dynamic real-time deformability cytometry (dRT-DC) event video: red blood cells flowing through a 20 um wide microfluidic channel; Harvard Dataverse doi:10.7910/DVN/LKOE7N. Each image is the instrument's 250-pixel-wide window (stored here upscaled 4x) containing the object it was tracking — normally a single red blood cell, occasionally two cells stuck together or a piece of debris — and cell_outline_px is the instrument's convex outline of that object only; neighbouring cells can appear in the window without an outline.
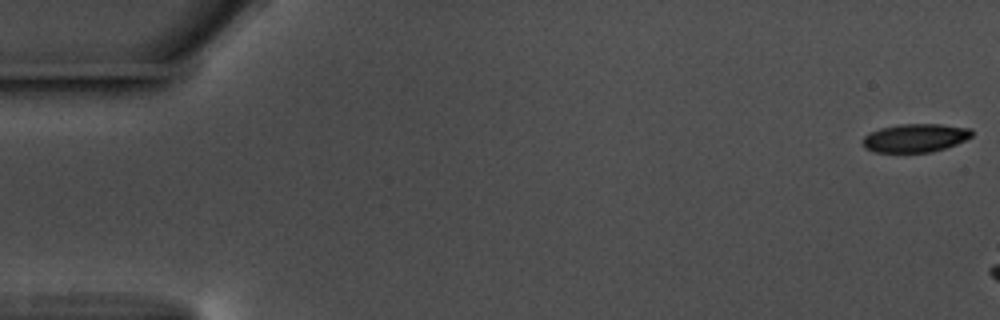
{"species": "common noctule bat (a hibernating species)", "species_latin": "Nyctalus noctula", "temperature_condition": "warm", "stored_images_in_passage": 8, "camera_frame_rate_fps": 3000, "um_per_image_px": 0.085, "animal": {"sex": "male", "body_mass_g": 17.5, "forearm_length_mm": 52.3}, "frame": {"image": 1, "passage_image": 1, "time_ms": 0.0, "image_size_px": [1000, 320], "cell_outline_px": [[972, 136], [956, 144], [932, 152], [872, 152], [864, 148], [860, 144], [860, 140], [868, 132], [880, 128], [900, 124], [940, 124], [972, 128]], "centroid_in_image_um": [77.73, 11.72], "position_along_channel_um": 7.3, "area_um2": 18.32}}